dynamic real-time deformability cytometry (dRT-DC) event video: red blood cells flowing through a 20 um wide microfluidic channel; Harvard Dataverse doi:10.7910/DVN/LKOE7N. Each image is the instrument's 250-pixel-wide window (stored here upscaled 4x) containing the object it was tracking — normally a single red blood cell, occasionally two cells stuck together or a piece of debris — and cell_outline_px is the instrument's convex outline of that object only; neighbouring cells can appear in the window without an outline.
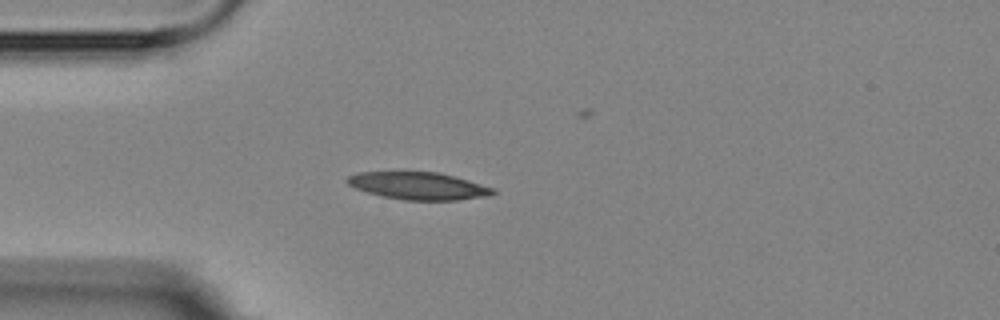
{"species": "Egyptian fruit bat (a non-hibernating species)", "species_latin": "Rousettus aegyptiacus", "temperature_condition": "room temperature", "stored_images_in_passage": 3, "camera_frame_rate_fps": 3000, "um_per_image_px": 0.085, "animal": {"sex": "female"}, "frame": {"image": 1, "passage_image": 3, "time_ms": 2.667, "image_size_px": [1000, 320], "cell_outline_px": [[496, 192], [488, 196], [456, 200], [404, 200], [384, 196], [368, 192], [356, 188], [348, 184], [344, 180], [348, 176], [360, 172], [436, 172], [468, 180], [496, 188]], "centroid_in_image_um": [35.58, 15.8], "position_along_channel_um": 49.4, "area_um2": 23.06}}